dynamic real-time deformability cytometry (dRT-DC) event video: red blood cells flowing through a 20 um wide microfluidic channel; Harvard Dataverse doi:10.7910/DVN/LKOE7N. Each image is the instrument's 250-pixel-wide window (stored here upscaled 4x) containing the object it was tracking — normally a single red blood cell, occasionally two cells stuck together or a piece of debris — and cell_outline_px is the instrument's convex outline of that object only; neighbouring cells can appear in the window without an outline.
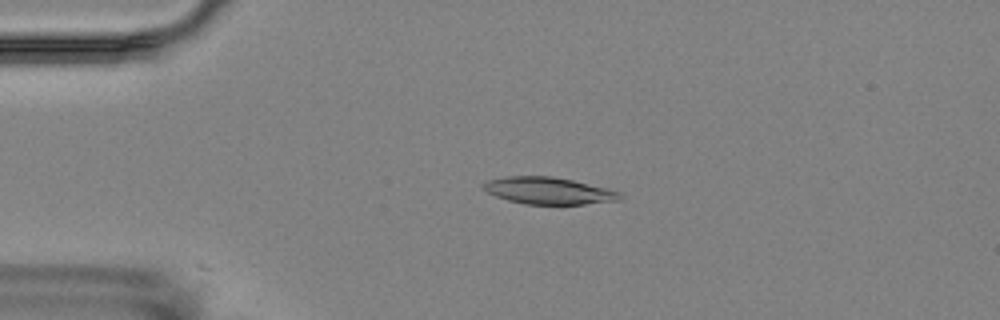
{"species": "Egyptian fruit bat (a non-hibernating species)", "species_latin": "Rousettus aegyptiacus", "temperature_condition": "room temperature", "stored_images_in_passage": 5, "camera_frame_rate_fps": 3000, "um_per_image_px": 0.085, "animal": {"sex": "female"}, "frame": {"image": 1, "passage_image": 4, "time_ms": 3.667, "image_size_px": [1000, 320], "cell_outline_px": [[624, 196], [620, 200], [584, 204], [524, 204], [508, 200], [496, 196], [480, 188], [480, 184], [488, 180], [508, 176], [552, 176], [572, 180], [608, 188], [620, 192]], "centroid_in_image_um": [46.62, 16.21], "position_along_channel_um": 38.4, "area_um2": 21.56}}